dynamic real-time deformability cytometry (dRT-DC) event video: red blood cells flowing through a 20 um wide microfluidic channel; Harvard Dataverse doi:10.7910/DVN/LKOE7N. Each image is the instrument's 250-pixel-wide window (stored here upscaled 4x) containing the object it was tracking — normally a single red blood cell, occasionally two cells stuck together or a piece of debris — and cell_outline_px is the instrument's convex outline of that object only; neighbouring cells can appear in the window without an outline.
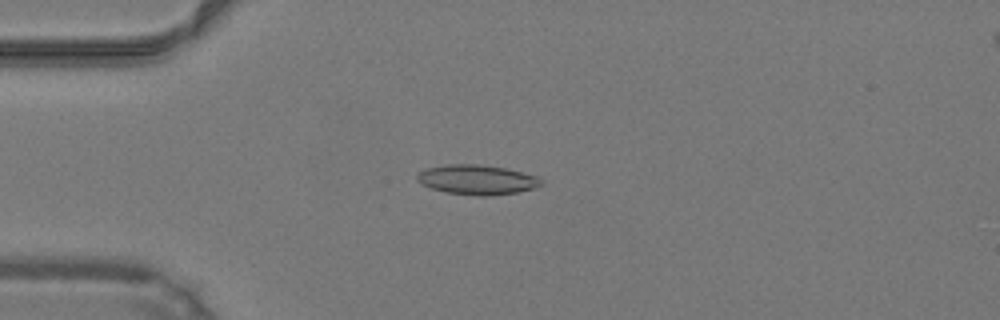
{"species": "common noctule bat (a hibernating species)", "species_latin": "Nyctalus noctula", "temperature_condition": "warm", "stored_images_in_passage": 14, "camera_frame_rate_fps": 3000, "um_per_image_px": 0.085, "animal": {"sex": "male", "body_mass_g": 19.2, "forearm_length_mm": 51.8}, "frame": {"image": 1, "passage_image": 8, "time_ms": 2.333, "image_size_px": [1000, 320], "cell_outline_px": [[544, 184], [532, 188], [516, 192], [492, 196], [480, 196], [448, 192], [432, 188], [420, 184], [416, 180], [416, 172], [424, 168], [444, 164], [480, 164], [504, 168], [540, 176], [544, 180]], "centroid_in_image_um": [40.53, 15.26], "position_along_channel_um": 44.5, "area_um2": 21.79}}
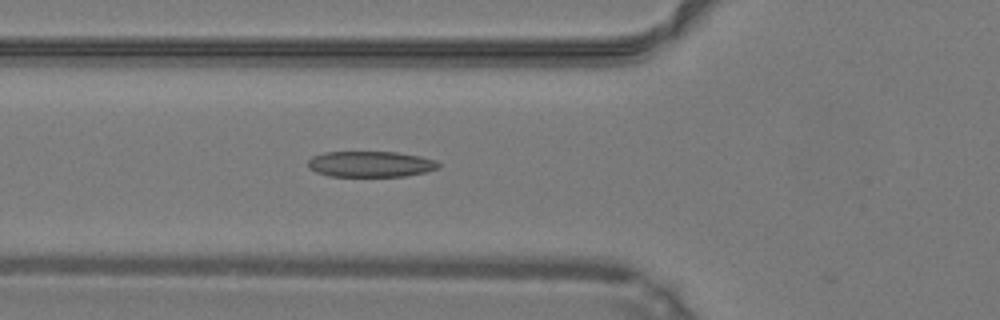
{"frame": {"image": 2, "passage_image": 13, "time_ms": 4.0, "image_size_px": [1000, 320], "cell_outline_px": [[440, 168], [424, 172], [404, 176], [328, 176], [316, 172], [308, 168], [308, 160], [312, 156], [324, 152], [396, 152], [420, 156], [436, 160], [440, 164]], "centroid_in_image_um": [31.48, 13.94], "position_along_channel_um": 94.3, "area_um2": 19.71}}